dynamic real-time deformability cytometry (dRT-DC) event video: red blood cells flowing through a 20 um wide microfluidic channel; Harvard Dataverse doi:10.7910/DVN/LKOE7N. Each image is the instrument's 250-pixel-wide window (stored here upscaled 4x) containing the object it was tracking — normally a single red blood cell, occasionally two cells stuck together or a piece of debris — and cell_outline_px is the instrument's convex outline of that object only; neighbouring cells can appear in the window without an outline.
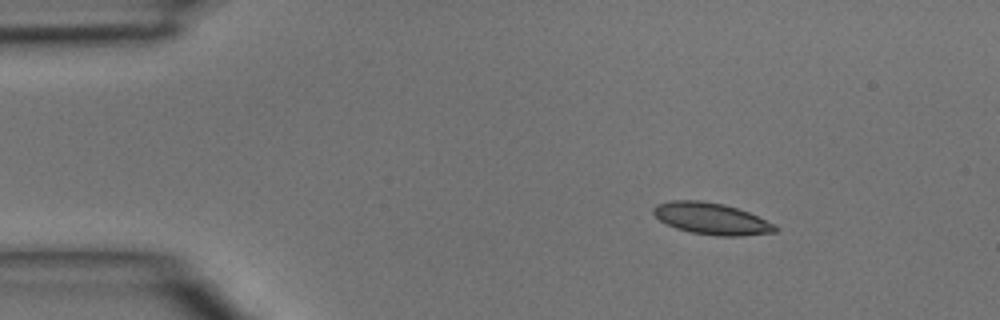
{"species": "common noctule bat (a hibernating species)", "species_latin": "Nyctalus noctula", "temperature_condition": "room temperature", "stored_images_in_passage": 4, "camera_frame_rate_fps": 3000, "um_per_image_px": 0.085, "animal": {"sex": "male", "body_mass_g": 15.6}, "frame": {"image": 1, "passage_image": 1, "time_ms": 0.0, "image_size_px": [1000, 320], "cell_outline_px": [[780, 228], [776, 232], [740, 236], [716, 236], [692, 232], [676, 228], [660, 220], [652, 212], [652, 208], [656, 204], [668, 200], [700, 200], [724, 204], [748, 212], [776, 224]], "centroid_in_image_um": [60.48, 18.58], "position_along_channel_um": 24.5, "area_um2": 22.54}}